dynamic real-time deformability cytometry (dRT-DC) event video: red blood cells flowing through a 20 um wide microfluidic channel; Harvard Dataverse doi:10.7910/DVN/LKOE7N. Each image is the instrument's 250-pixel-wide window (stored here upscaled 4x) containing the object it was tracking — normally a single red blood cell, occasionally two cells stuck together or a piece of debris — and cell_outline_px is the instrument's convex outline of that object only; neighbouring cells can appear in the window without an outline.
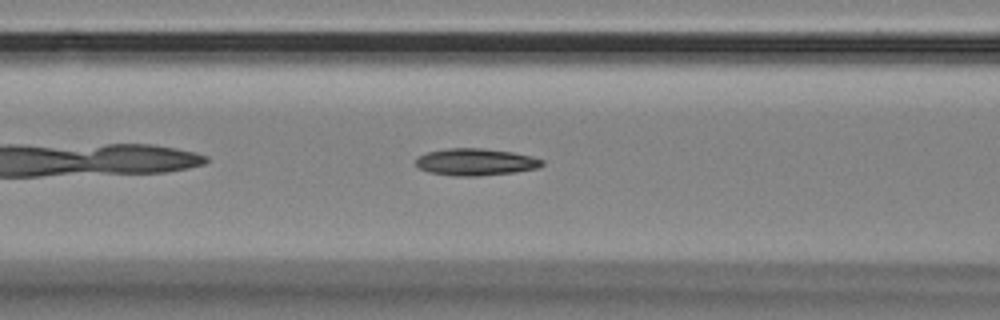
{"species": "Egyptian fruit bat (a non-hibernating species)", "species_latin": "Rousettus aegyptiacus", "temperature_condition": "room temperature", "stored_images_in_passage": 41, "camera_frame_rate_fps": 3000, "um_per_image_px": 0.085, "animal": {"sex": "female"}, "frame": {"image": 1, "passage_image": 7, "time_ms": 2.0, "image_size_px": [1000, 320], "cell_outline_px": [[544, 164], [540, 168], [516, 172], [476, 176], [452, 176], [428, 172], [420, 168], [416, 164], [416, 160], [420, 156], [428, 152], [448, 148], [480, 148], [512, 152], [532, 156], [544, 160]], "centroid_in_image_um": [40.47, 13.77], "position_along_channel_um": 126.1, "area_um2": 19.88}}
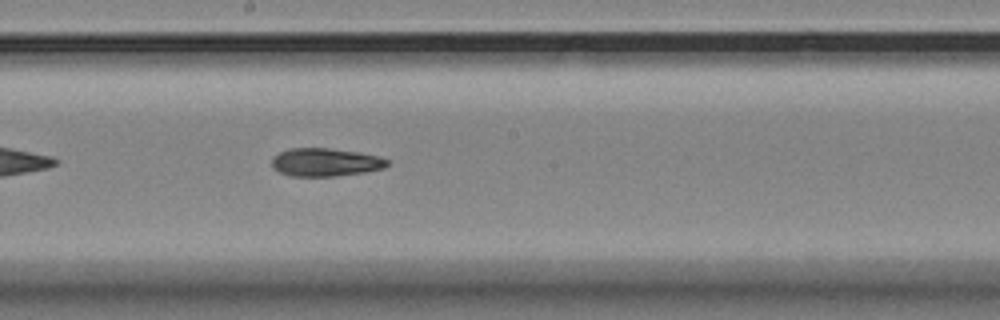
{"frame": {"image": 2, "passage_image": 15, "time_ms": 4.667, "image_size_px": [1000, 320], "cell_outline_px": [[388, 164], [384, 168], [364, 172], [336, 176], [292, 176], [280, 172], [272, 168], [272, 156], [288, 148], [328, 148], [356, 152], [376, 156], [388, 160]], "centroid_in_image_um": [27.6, 13.79], "position_along_channel_um": 220.6, "area_um2": 18.79}}
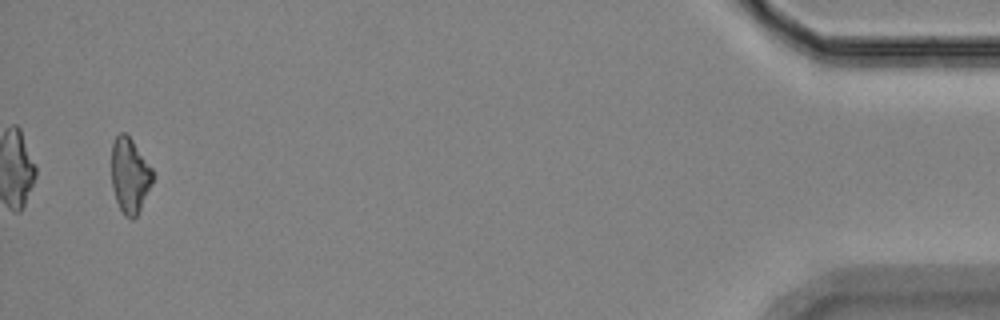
{"frame": {"image": 3, "passage_image": 39, "time_ms": 12.667, "image_size_px": [1000, 320], "cell_outline_px": [[152, 184], [136, 216], [132, 220], [124, 216], [116, 200], [112, 188], [112, 144], [116, 136], [120, 132], [124, 132], [132, 140], [152, 168]], "centroid_in_image_um": [11.02, 14.92], "position_along_channel_um": 424.2, "area_um2": 17.8}, "authors_computed_cell_mechanics": {"area_um2": 19.1896, "velocity_mm_per_s": 3.532, "shape_relaxation_time_tau1_ms": 5.766, "shape_relaxation_time_tau2_ms": 4.6735, "deformation_change_tau1": 0.1657, "deformation_change_tau2": 0.1196}}